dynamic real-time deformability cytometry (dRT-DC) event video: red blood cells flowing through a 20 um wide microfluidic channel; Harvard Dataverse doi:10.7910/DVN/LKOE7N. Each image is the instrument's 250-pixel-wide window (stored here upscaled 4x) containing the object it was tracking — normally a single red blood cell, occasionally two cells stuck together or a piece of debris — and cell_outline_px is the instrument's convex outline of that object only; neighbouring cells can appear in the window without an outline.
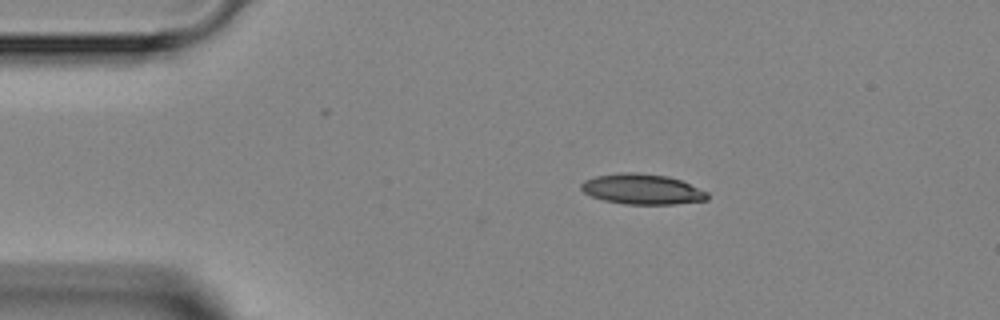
{"species": "Egyptian fruit bat (a non-hibernating species)", "species_latin": "Rousettus aegyptiacus", "temperature_condition": "room temperature", "stored_images_in_passage": 2, "camera_frame_rate_fps": 3000, "um_per_image_px": 0.085, "animal": {"sex": "female"}, "frame": {"image": 1, "passage_image": 1, "time_ms": 0.0, "image_size_px": [1000, 320], "cell_outline_px": [[708, 200], [672, 204], [624, 204], [604, 200], [592, 196], [584, 192], [580, 188], [580, 184], [584, 180], [596, 176], [620, 172], [640, 172], [668, 176], [680, 180], [708, 192]], "centroid_in_image_um": [54.57, 16.07], "position_along_channel_um": 30.4, "area_um2": 22.37}}